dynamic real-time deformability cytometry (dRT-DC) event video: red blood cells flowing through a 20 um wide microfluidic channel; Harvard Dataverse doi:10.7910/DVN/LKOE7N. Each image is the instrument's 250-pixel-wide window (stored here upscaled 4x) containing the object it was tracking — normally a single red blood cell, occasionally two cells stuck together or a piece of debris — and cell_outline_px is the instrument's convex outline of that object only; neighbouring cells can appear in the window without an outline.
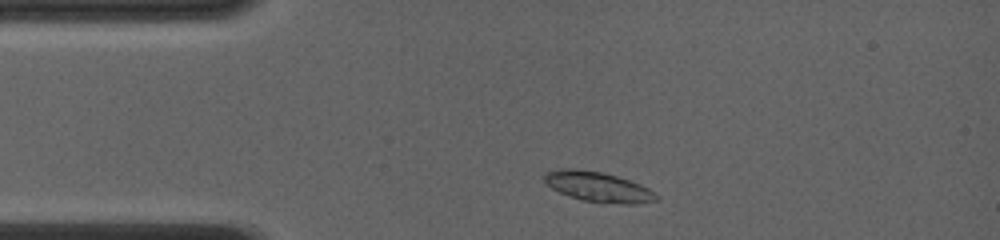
{"species": "common noctule bat (a hibernating species)", "species_latin": "Nyctalus noctula", "temperature_condition": "room temperature", "stored_images_in_passage": 42, "camera_frame_rate_fps": 4000, "um_per_image_px": 0.085, "animal": {"sex": "female", "body_mass_g": 19.0, "forearm_length_mm": 56.7}, "frame": {"image": 1, "passage_image": 3, "time_ms": 0.5, "image_size_px": [1000, 240], "cell_outline_px": [[660, 200], [636, 204], [600, 204], [580, 200], [568, 196], [552, 188], [544, 180], [544, 172], [560, 168], [576, 168], [604, 172], [640, 184], [648, 188], [660, 196]], "centroid_in_image_um": [50.85, 15.9], "position_along_channel_um": 34.1, "area_um2": 20.11}}
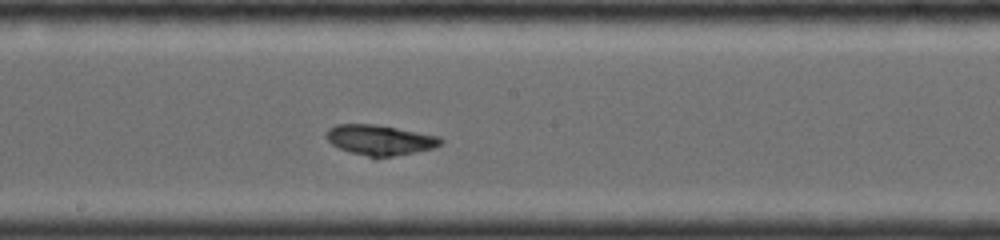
{"frame": {"image": 2, "passage_image": 21, "time_ms": 5.75, "image_size_px": [1000, 240], "cell_outline_px": [[444, 144], [432, 148], [416, 152], [376, 160], [348, 152], [332, 144], [324, 136], [328, 128], [336, 124], [372, 124], [396, 128], [440, 136], [444, 140]], "centroid_in_image_um": [32.28, 11.93], "position_along_channel_um": 215.9, "area_um2": 20.69}}
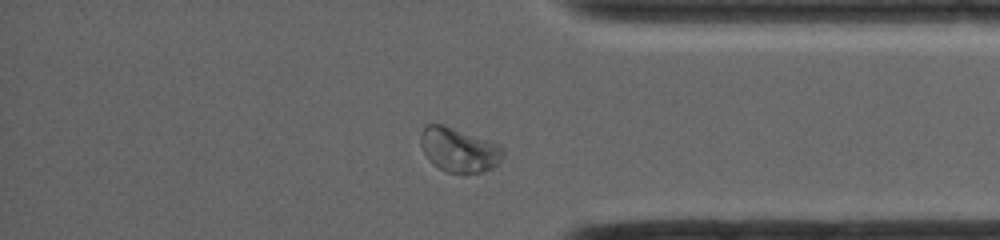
{"frame": {"image": 3, "passage_image": 37, "time_ms": 10.25, "image_size_px": [1000, 240], "cell_outline_px": [[504, 156], [492, 168], [484, 172], [464, 176], [448, 172], [432, 164], [428, 160], [420, 144], [420, 132], [424, 124], [440, 124], [452, 128], [484, 140], [504, 148]], "centroid_in_image_um": [38.96, 12.79], "position_along_channel_um": 396.2, "area_um2": 21.27}, "authors_computed_cell_mechanics": {"area_um2": 19.9121, "velocity_mm_per_s": 4.0549, "shape_relaxation_time_tau1_ms": 2.6397, "shape_relaxation_time_tau2_ms": null, "deformation_change_tau1": 0.1113, "deformation_change_tau2": null}}